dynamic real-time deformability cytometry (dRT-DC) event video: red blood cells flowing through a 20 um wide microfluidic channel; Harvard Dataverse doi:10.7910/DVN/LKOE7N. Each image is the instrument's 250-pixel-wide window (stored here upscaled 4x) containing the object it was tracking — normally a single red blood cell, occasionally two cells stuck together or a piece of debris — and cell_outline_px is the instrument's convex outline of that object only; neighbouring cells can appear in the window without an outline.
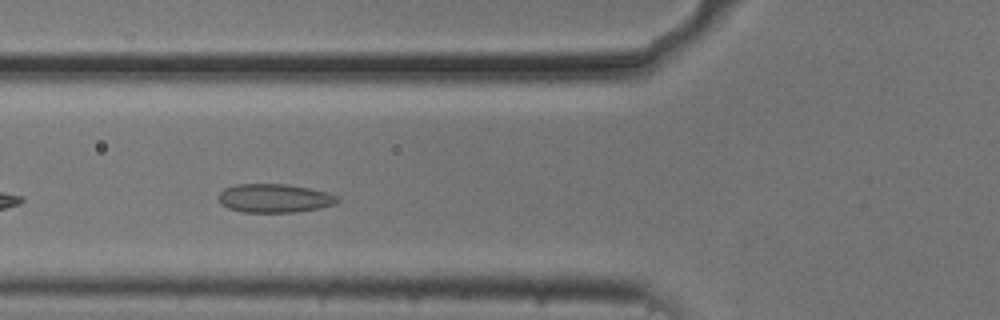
{"species": "common noctule bat (a hibernating species)", "species_latin": "Nyctalus noctula", "temperature_condition": "cold", "stored_images_in_passage": 31, "camera_frame_rate_fps": 3000, "um_per_image_px": 0.085, "animal": {"sex": "male", "body_mass_g": 20.5, "forearm_length_mm": 52.5}, "frame": {"image": 1, "passage_image": 6, "time_ms": 1.667, "image_size_px": [1000, 320], "cell_outline_px": [[340, 200], [336, 204], [320, 208], [296, 212], [240, 212], [228, 208], [220, 204], [216, 196], [224, 188], [236, 184], [288, 184], [328, 192], [340, 196]], "centroid_in_image_um": [23.33, 16.85], "position_along_channel_um": 102.5, "area_um2": 20.23}}
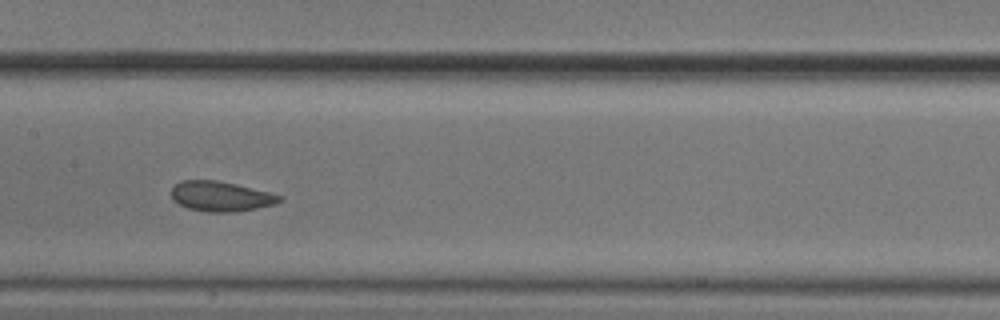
{"frame": {"image": 2, "passage_image": 13, "time_ms": 4.0, "image_size_px": [1000, 320], "cell_outline_px": [[284, 200], [276, 204], [256, 208], [232, 212], [208, 212], [188, 208], [172, 200], [172, 188], [180, 180], [216, 180], [236, 184], [268, 192], [280, 196]], "centroid_in_image_um": [18.76, 16.69], "position_along_channel_um": 188.6, "area_um2": 18.79}}
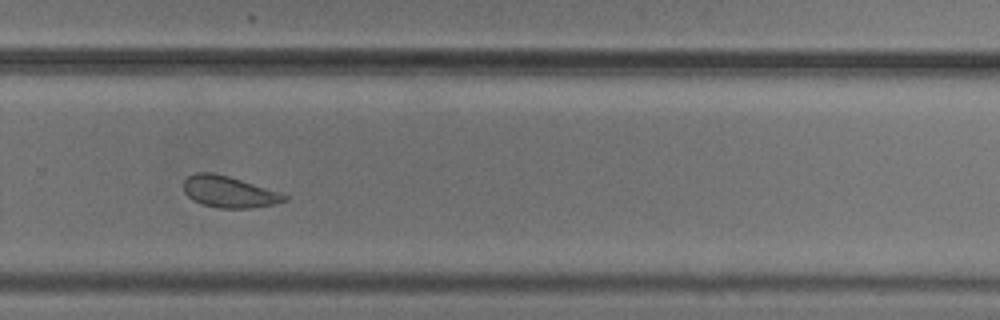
{"frame": {"image": 3, "passage_image": 23, "time_ms": 7.333, "image_size_px": [1000, 320], "cell_outline_px": [[288, 200], [272, 204], [252, 208], [220, 208], [200, 204], [192, 200], [184, 192], [184, 180], [188, 176], [196, 172], [212, 172], [228, 176], [280, 192], [288, 196]], "centroid_in_image_um": [19.44, 16.31], "position_along_channel_um": 310.4, "area_um2": 18.44}, "authors_computed_cell_mechanics": {"area_um2": 19.1318, "velocity_mm_per_s": 3.6726, "shape_relaxation_time_tau1_ms": null, "shape_relaxation_time_tau2_ms": 2.6883, "deformation_change_tau1": null, "deformation_change_tau2": 0.0589}}